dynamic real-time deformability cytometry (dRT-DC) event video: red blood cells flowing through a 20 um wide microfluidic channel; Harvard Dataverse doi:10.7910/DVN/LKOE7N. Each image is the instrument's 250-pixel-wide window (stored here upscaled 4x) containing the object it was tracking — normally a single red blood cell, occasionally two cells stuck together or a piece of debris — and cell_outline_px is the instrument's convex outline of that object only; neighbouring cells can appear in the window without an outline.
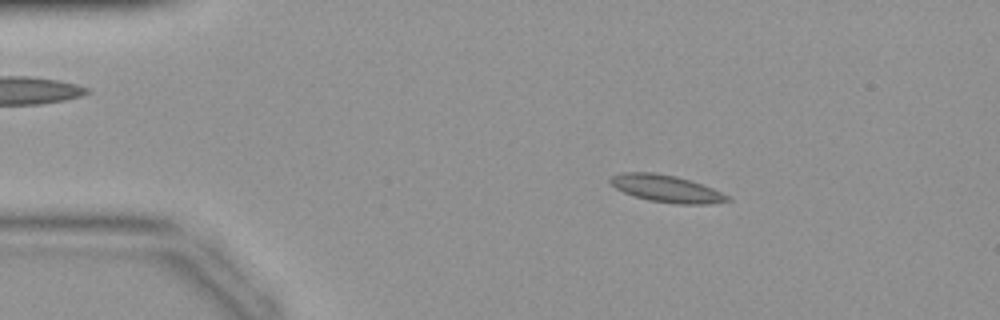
{"species": "common noctule bat (a hibernating species)", "species_latin": "Nyctalus noctula", "temperature_condition": "warm", "stored_images_in_passage": 43, "camera_frame_rate_fps": 3000, "um_per_image_px": 0.085, "animal": {"sex": "female", "body_mass_g": 19.9}, "frame": {"image": 1, "passage_image": 7, "time_ms": 2.0, "image_size_px": [1000, 320], "cell_outline_px": [[732, 200], [708, 204], [676, 204], [648, 200], [624, 192], [616, 188], [608, 180], [612, 176], [620, 172], [656, 172], [676, 176], [712, 188], [732, 196]], "centroid_in_image_um": [56.66, 16.03], "position_along_channel_um": 28.3, "area_um2": 18.5}}
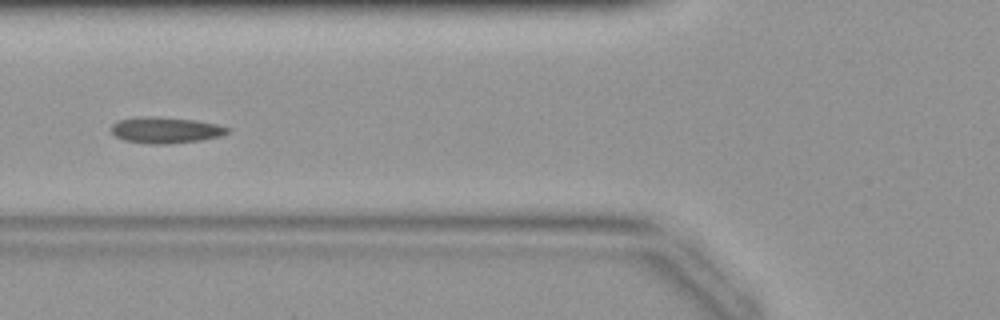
{"frame": {"image": 2, "passage_image": 16, "time_ms": 5.0, "image_size_px": [1000, 320], "cell_outline_px": [[232, 128], [228, 132], [220, 136], [200, 140], [168, 144], [148, 144], [124, 140], [116, 136], [112, 132], [112, 124], [116, 120], [136, 116], [160, 116], [196, 120], [216, 124]], "centroid_in_image_um": [14.05, 11.04], "position_along_channel_um": 111.7, "area_um2": 17.98}}
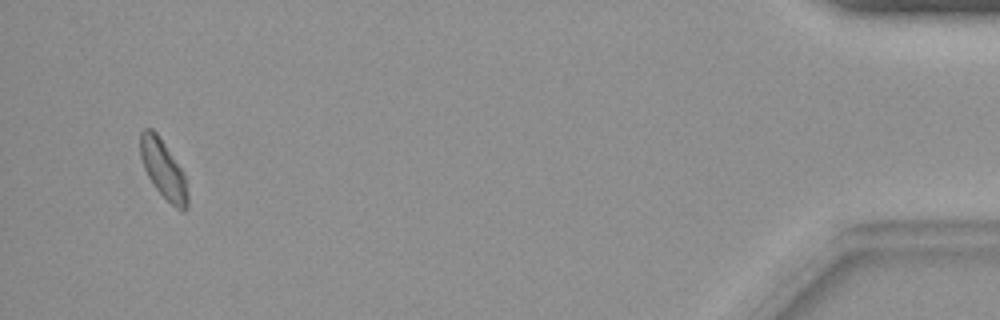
{"frame": {"image": 3, "passage_image": 41, "time_ms": 13.333, "image_size_px": [1000, 320], "cell_outline_px": [[188, 208], [184, 212], [180, 212], [152, 184], [144, 168], [140, 156], [140, 132], [144, 128], [152, 128], [156, 132], [184, 172], [188, 196]], "centroid_in_image_um": [13.89, 14.4], "position_along_channel_um": 421.3, "area_um2": 16.13}}